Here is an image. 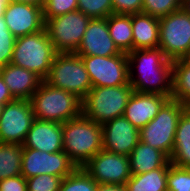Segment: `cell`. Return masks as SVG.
Masks as SVG:
<instances>
[{
    "instance_id": "6da1fadb",
    "label": "cell",
    "mask_w": 190,
    "mask_h": 191,
    "mask_svg": "<svg viewBox=\"0 0 190 191\" xmlns=\"http://www.w3.org/2000/svg\"><path fill=\"white\" fill-rule=\"evenodd\" d=\"M129 83L133 91L172 95L173 61L158 48L135 49L127 53Z\"/></svg>"
},
{
    "instance_id": "7a4b0ae2",
    "label": "cell",
    "mask_w": 190,
    "mask_h": 191,
    "mask_svg": "<svg viewBox=\"0 0 190 191\" xmlns=\"http://www.w3.org/2000/svg\"><path fill=\"white\" fill-rule=\"evenodd\" d=\"M63 151L77 166H84L103 149L102 125L83 114L62 124Z\"/></svg>"
},
{
    "instance_id": "3957f363",
    "label": "cell",
    "mask_w": 190,
    "mask_h": 191,
    "mask_svg": "<svg viewBox=\"0 0 190 191\" xmlns=\"http://www.w3.org/2000/svg\"><path fill=\"white\" fill-rule=\"evenodd\" d=\"M35 119L63 124L82 114V100L75 94L50 86L44 80L31 99Z\"/></svg>"
},
{
    "instance_id": "277c9868",
    "label": "cell",
    "mask_w": 190,
    "mask_h": 191,
    "mask_svg": "<svg viewBox=\"0 0 190 191\" xmlns=\"http://www.w3.org/2000/svg\"><path fill=\"white\" fill-rule=\"evenodd\" d=\"M56 54L44 28L42 31L16 38L10 63L34 72L44 80Z\"/></svg>"
},
{
    "instance_id": "5b68a950",
    "label": "cell",
    "mask_w": 190,
    "mask_h": 191,
    "mask_svg": "<svg viewBox=\"0 0 190 191\" xmlns=\"http://www.w3.org/2000/svg\"><path fill=\"white\" fill-rule=\"evenodd\" d=\"M132 93L133 87L130 83L115 87H92L82 100V114L102 125L124 115Z\"/></svg>"
},
{
    "instance_id": "8992f818",
    "label": "cell",
    "mask_w": 190,
    "mask_h": 191,
    "mask_svg": "<svg viewBox=\"0 0 190 191\" xmlns=\"http://www.w3.org/2000/svg\"><path fill=\"white\" fill-rule=\"evenodd\" d=\"M186 108L179 101L168 99L154 119L139 130L140 141L162 151L170 158L174 148L178 122Z\"/></svg>"
},
{
    "instance_id": "52a82bcc",
    "label": "cell",
    "mask_w": 190,
    "mask_h": 191,
    "mask_svg": "<svg viewBox=\"0 0 190 191\" xmlns=\"http://www.w3.org/2000/svg\"><path fill=\"white\" fill-rule=\"evenodd\" d=\"M44 81L50 86L75 94L81 100L92 88L85 65L75 53H57Z\"/></svg>"
},
{
    "instance_id": "ba28073f",
    "label": "cell",
    "mask_w": 190,
    "mask_h": 191,
    "mask_svg": "<svg viewBox=\"0 0 190 191\" xmlns=\"http://www.w3.org/2000/svg\"><path fill=\"white\" fill-rule=\"evenodd\" d=\"M159 48L172 61L190 57V15L183 8L159 19Z\"/></svg>"
},
{
    "instance_id": "9c48e42d",
    "label": "cell",
    "mask_w": 190,
    "mask_h": 191,
    "mask_svg": "<svg viewBox=\"0 0 190 191\" xmlns=\"http://www.w3.org/2000/svg\"><path fill=\"white\" fill-rule=\"evenodd\" d=\"M91 20L81 11L59 15L45 21L44 28L57 53H75Z\"/></svg>"
},
{
    "instance_id": "30bf717a",
    "label": "cell",
    "mask_w": 190,
    "mask_h": 191,
    "mask_svg": "<svg viewBox=\"0 0 190 191\" xmlns=\"http://www.w3.org/2000/svg\"><path fill=\"white\" fill-rule=\"evenodd\" d=\"M89 74L92 87H115L129 84L127 53L118 55L80 56Z\"/></svg>"
},
{
    "instance_id": "8fae6325",
    "label": "cell",
    "mask_w": 190,
    "mask_h": 191,
    "mask_svg": "<svg viewBox=\"0 0 190 191\" xmlns=\"http://www.w3.org/2000/svg\"><path fill=\"white\" fill-rule=\"evenodd\" d=\"M35 116L30 100H18L4 105L0 116V142L22 145Z\"/></svg>"
},
{
    "instance_id": "7c38bea8",
    "label": "cell",
    "mask_w": 190,
    "mask_h": 191,
    "mask_svg": "<svg viewBox=\"0 0 190 191\" xmlns=\"http://www.w3.org/2000/svg\"><path fill=\"white\" fill-rule=\"evenodd\" d=\"M82 168L98 184H115L125 186L131 178L129 158L102 149Z\"/></svg>"
},
{
    "instance_id": "4fadbf2b",
    "label": "cell",
    "mask_w": 190,
    "mask_h": 191,
    "mask_svg": "<svg viewBox=\"0 0 190 191\" xmlns=\"http://www.w3.org/2000/svg\"><path fill=\"white\" fill-rule=\"evenodd\" d=\"M76 168L77 166L64 151L48 153L23 148L21 175L26 179L41 174H51L65 178Z\"/></svg>"
},
{
    "instance_id": "5bb4252c",
    "label": "cell",
    "mask_w": 190,
    "mask_h": 191,
    "mask_svg": "<svg viewBox=\"0 0 190 191\" xmlns=\"http://www.w3.org/2000/svg\"><path fill=\"white\" fill-rule=\"evenodd\" d=\"M103 149L129 156L140 141L139 130L124 116L102 124Z\"/></svg>"
},
{
    "instance_id": "9a60e30c",
    "label": "cell",
    "mask_w": 190,
    "mask_h": 191,
    "mask_svg": "<svg viewBox=\"0 0 190 191\" xmlns=\"http://www.w3.org/2000/svg\"><path fill=\"white\" fill-rule=\"evenodd\" d=\"M3 17L15 38L42 31L45 25L42 8L22 2L11 1Z\"/></svg>"
},
{
    "instance_id": "2e32d148",
    "label": "cell",
    "mask_w": 190,
    "mask_h": 191,
    "mask_svg": "<svg viewBox=\"0 0 190 191\" xmlns=\"http://www.w3.org/2000/svg\"><path fill=\"white\" fill-rule=\"evenodd\" d=\"M109 35L107 18L91 19L87 25L82 42L75 54L79 56L109 57L120 54Z\"/></svg>"
},
{
    "instance_id": "e0dca14e",
    "label": "cell",
    "mask_w": 190,
    "mask_h": 191,
    "mask_svg": "<svg viewBox=\"0 0 190 191\" xmlns=\"http://www.w3.org/2000/svg\"><path fill=\"white\" fill-rule=\"evenodd\" d=\"M167 96L156 93L133 91L128 99L124 117L138 130L143 128L158 114L159 109L168 100Z\"/></svg>"
},
{
    "instance_id": "ac0fdd59",
    "label": "cell",
    "mask_w": 190,
    "mask_h": 191,
    "mask_svg": "<svg viewBox=\"0 0 190 191\" xmlns=\"http://www.w3.org/2000/svg\"><path fill=\"white\" fill-rule=\"evenodd\" d=\"M22 146L48 153L63 151L62 124L35 119Z\"/></svg>"
},
{
    "instance_id": "d6986e66",
    "label": "cell",
    "mask_w": 190,
    "mask_h": 191,
    "mask_svg": "<svg viewBox=\"0 0 190 191\" xmlns=\"http://www.w3.org/2000/svg\"><path fill=\"white\" fill-rule=\"evenodd\" d=\"M0 74L14 99L30 100L42 79L34 72L12 63L0 68Z\"/></svg>"
},
{
    "instance_id": "ffe728a7",
    "label": "cell",
    "mask_w": 190,
    "mask_h": 191,
    "mask_svg": "<svg viewBox=\"0 0 190 191\" xmlns=\"http://www.w3.org/2000/svg\"><path fill=\"white\" fill-rule=\"evenodd\" d=\"M133 50L159 47V18L145 13L132 14Z\"/></svg>"
},
{
    "instance_id": "44dd1931",
    "label": "cell",
    "mask_w": 190,
    "mask_h": 191,
    "mask_svg": "<svg viewBox=\"0 0 190 191\" xmlns=\"http://www.w3.org/2000/svg\"><path fill=\"white\" fill-rule=\"evenodd\" d=\"M131 175L144 174L163 167L169 158L160 150L139 141L128 156Z\"/></svg>"
},
{
    "instance_id": "7402d4cb",
    "label": "cell",
    "mask_w": 190,
    "mask_h": 191,
    "mask_svg": "<svg viewBox=\"0 0 190 191\" xmlns=\"http://www.w3.org/2000/svg\"><path fill=\"white\" fill-rule=\"evenodd\" d=\"M170 163L190 168V109L187 107L179 119Z\"/></svg>"
},
{
    "instance_id": "603a6c76",
    "label": "cell",
    "mask_w": 190,
    "mask_h": 191,
    "mask_svg": "<svg viewBox=\"0 0 190 191\" xmlns=\"http://www.w3.org/2000/svg\"><path fill=\"white\" fill-rule=\"evenodd\" d=\"M168 161L163 167L151 170L144 174L131 175L126 182L127 191H168L167 174L170 167Z\"/></svg>"
},
{
    "instance_id": "cb8c5ba5",
    "label": "cell",
    "mask_w": 190,
    "mask_h": 191,
    "mask_svg": "<svg viewBox=\"0 0 190 191\" xmlns=\"http://www.w3.org/2000/svg\"><path fill=\"white\" fill-rule=\"evenodd\" d=\"M109 35L121 52L133 50L132 14H111L107 17Z\"/></svg>"
},
{
    "instance_id": "d4e9b609",
    "label": "cell",
    "mask_w": 190,
    "mask_h": 191,
    "mask_svg": "<svg viewBox=\"0 0 190 191\" xmlns=\"http://www.w3.org/2000/svg\"><path fill=\"white\" fill-rule=\"evenodd\" d=\"M171 98L190 106V57L173 61Z\"/></svg>"
},
{
    "instance_id": "484cf974",
    "label": "cell",
    "mask_w": 190,
    "mask_h": 191,
    "mask_svg": "<svg viewBox=\"0 0 190 191\" xmlns=\"http://www.w3.org/2000/svg\"><path fill=\"white\" fill-rule=\"evenodd\" d=\"M23 146L0 142V180L21 175Z\"/></svg>"
},
{
    "instance_id": "4316f807",
    "label": "cell",
    "mask_w": 190,
    "mask_h": 191,
    "mask_svg": "<svg viewBox=\"0 0 190 191\" xmlns=\"http://www.w3.org/2000/svg\"><path fill=\"white\" fill-rule=\"evenodd\" d=\"M98 183L82 168L77 167L63 178L59 191H96Z\"/></svg>"
},
{
    "instance_id": "83f0119b",
    "label": "cell",
    "mask_w": 190,
    "mask_h": 191,
    "mask_svg": "<svg viewBox=\"0 0 190 191\" xmlns=\"http://www.w3.org/2000/svg\"><path fill=\"white\" fill-rule=\"evenodd\" d=\"M78 11L91 19L107 18L114 14L112 0H77Z\"/></svg>"
},
{
    "instance_id": "f1b7e54d",
    "label": "cell",
    "mask_w": 190,
    "mask_h": 191,
    "mask_svg": "<svg viewBox=\"0 0 190 191\" xmlns=\"http://www.w3.org/2000/svg\"><path fill=\"white\" fill-rule=\"evenodd\" d=\"M182 8V0H143L142 13L162 18Z\"/></svg>"
},
{
    "instance_id": "f546056e",
    "label": "cell",
    "mask_w": 190,
    "mask_h": 191,
    "mask_svg": "<svg viewBox=\"0 0 190 191\" xmlns=\"http://www.w3.org/2000/svg\"><path fill=\"white\" fill-rule=\"evenodd\" d=\"M168 191H190V168L170 164L167 174Z\"/></svg>"
},
{
    "instance_id": "4dcf8cb0",
    "label": "cell",
    "mask_w": 190,
    "mask_h": 191,
    "mask_svg": "<svg viewBox=\"0 0 190 191\" xmlns=\"http://www.w3.org/2000/svg\"><path fill=\"white\" fill-rule=\"evenodd\" d=\"M78 10L77 0H46L42 8L43 20Z\"/></svg>"
},
{
    "instance_id": "1f68e13d",
    "label": "cell",
    "mask_w": 190,
    "mask_h": 191,
    "mask_svg": "<svg viewBox=\"0 0 190 191\" xmlns=\"http://www.w3.org/2000/svg\"><path fill=\"white\" fill-rule=\"evenodd\" d=\"M16 38L8 30L4 17H0V68L11 62Z\"/></svg>"
},
{
    "instance_id": "d6a6232c",
    "label": "cell",
    "mask_w": 190,
    "mask_h": 191,
    "mask_svg": "<svg viewBox=\"0 0 190 191\" xmlns=\"http://www.w3.org/2000/svg\"><path fill=\"white\" fill-rule=\"evenodd\" d=\"M63 178L41 174L26 179L28 191H59Z\"/></svg>"
},
{
    "instance_id": "836d02e7",
    "label": "cell",
    "mask_w": 190,
    "mask_h": 191,
    "mask_svg": "<svg viewBox=\"0 0 190 191\" xmlns=\"http://www.w3.org/2000/svg\"><path fill=\"white\" fill-rule=\"evenodd\" d=\"M114 14H136L142 12L143 0H112Z\"/></svg>"
},
{
    "instance_id": "e575fe53",
    "label": "cell",
    "mask_w": 190,
    "mask_h": 191,
    "mask_svg": "<svg viewBox=\"0 0 190 191\" xmlns=\"http://www.w3.org/2000/svg\"><path fill=\"white\" fill-rule=\"evenodd\" d=\"M0 191H28L26 178L22 175L0 180Z\"/></svg>"
},
{
    "instance_id": "d590c367",
    "label": "cell",
    "mask_w": 190,
    "mask_h": 191,
    "mask_svg": "<svg viewBox=\"0 0 190 191\" xmlns=\"http://www.w3.org/2000/svg\"><path fill=\"white\" fill-rule=\"evenodd\" d=\"M14 100H15L14 97L9 92V89H8L7 85L5 84V82L3 81V78L0 74V102L5 105Z\"/></svg>"
},
{
    "instance_id": "8d00e7d4",
    "label": "cell",
    "mask_w": 190,
    "mask_h": 191,
    "mask_svg": "<svg viewBox=\"0 0 190 191\" xmlns=\"http://www.w3.org/2000/svg\"><path fill=\"white\" fill-rule=\"evenodd\" d=\"M96 191H127L123 185L115 184H98Z\"/></svg>"
},
{
    "instance_id": "74e56055",
    "label": "cell",
    "mask_w": 190,
    "mask_h": 191,
    "mask_svg": "<svg viewBox=\"0 0 190 191\" xmlns=\"http://www.w3.org/2000/svg\"><path fill=\"white\" fill-rule=\"evenodd\" d=\"M11 1L32 4L43 8L46 0H11Z\"/></svg>"
},
{
    "instance_id": "f35d334b",
    "label": "cell",
    "mask_w": 190,
    "mask_h": 191,
    "mask_svg": "<svg viewBox=\"0 0 190 191\" xmlns=\"http://www.w3.org/2000/svg\"><path fill=\"white\" fill-rule=\"evenodd\" d=\"M11 0H0V17L4 16L5 9Z\"/></svg>"
},
{
    "instance_id": "ab89813d",
    "label": "cell",
    "mask_w": 190,
    "mask_h": 191,
    "mask_svg": "<svg viewBox=\"0 0 190 191\" xmlns=\"http://www.w3.org/2000/svg\"><path fill=\"white\" fill-rule=\"evenodd\" d=\"M182 8L190 15V0H182Z\"/></svg>"
},
{
    "instance_id": "60d3db41",
    "label": "cell",
    "mask_w": 190,
    "mask_h": 191,
    "mask_svg": "<svg viewBox=\"0 0 190 191\" xmlns=\"http://www.w3.org/2000/svg\"><path fill=\"white\" fill-rule=\"evenodd\" d=\"M3 108H4V104L0 102V116L2 114Z\"/></svg>"
}]
</instances>
